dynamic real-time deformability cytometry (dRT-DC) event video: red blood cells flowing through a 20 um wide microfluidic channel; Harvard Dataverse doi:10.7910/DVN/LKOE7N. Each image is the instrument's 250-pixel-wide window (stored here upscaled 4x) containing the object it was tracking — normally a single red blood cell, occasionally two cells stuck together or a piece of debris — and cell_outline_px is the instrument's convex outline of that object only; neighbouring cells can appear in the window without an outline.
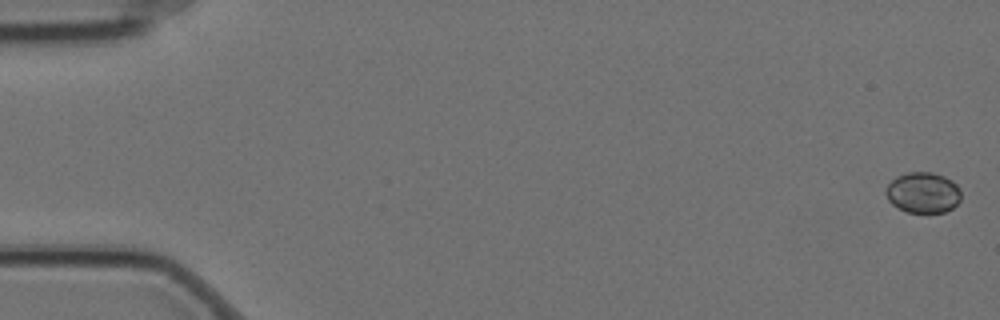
{"species": "Egyptian fruit bat (a non-hibernating species)", "species_latin": "Rousettus aegyptiacus", "temperature_condition": "cold", "stored_images_in_passage": 2, "camera_frame_rate_fps": 3000, "um_per_image_px": 0.085, "animal": {"sex": "female"}, "frame": {"image": 1, "passage_image": 2, "time_ms": 0.333, "image_size_px": [1000, 320], "cell_outline_px": [[960, 200], [952, 208], [944, 212], [908, 212], [892, 204], [888, 200], [884, 192], [888, 184], [896, 176], [908, 172], [932, 172], [944, 176], [952, 180], [960, 188]], "centroid_in_image_um": [78.45, 16.36], "position_along_channel_um": 6.6, "area_um2": 17.86}}